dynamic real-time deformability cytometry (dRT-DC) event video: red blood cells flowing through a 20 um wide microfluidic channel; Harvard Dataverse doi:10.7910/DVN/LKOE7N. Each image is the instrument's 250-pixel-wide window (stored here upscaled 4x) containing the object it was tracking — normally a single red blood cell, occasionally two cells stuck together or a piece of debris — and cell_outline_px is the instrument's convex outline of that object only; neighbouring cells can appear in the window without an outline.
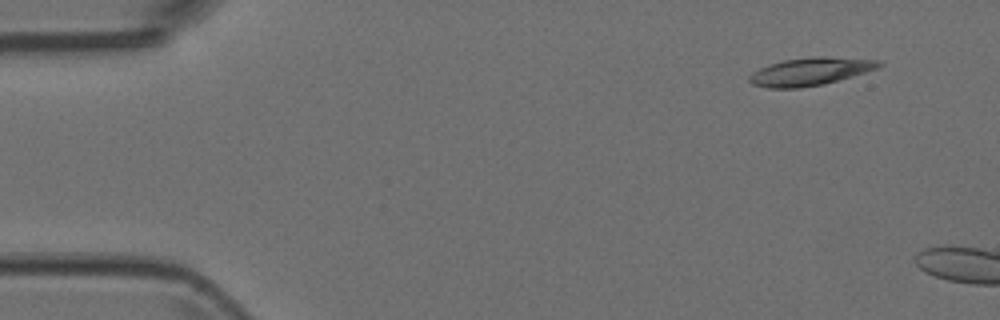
{"species": "Egyptian fruit bat (a non-hibernating species)", "species_latin": "Rousettus aegyptiacus", "temperature_condition": "room temperature", "stored_images_in_passage": 3, "camera_frame_rate_fps": 3000, "um_per_image_px": 0.085, "animal": {"sex": "female"}, "frame": {"image": 1, "passage_image": 2, "time_ms": 0.333, "image_size_px": [1000, 320], "cell_outline_px": [[884, 64], [876, 68], [864, 72], [824, 84], [800, 88], [768, 88], [752, 84], [748, 80], [748, 76], [752, 72], [768, 64], [784, 60], [812, 56], [824, 56], [880, 60]], "centroid_in_image_um": [68.83, 6.07], "position_along_channel_um": 16.2, "area_um2": 20.98}}